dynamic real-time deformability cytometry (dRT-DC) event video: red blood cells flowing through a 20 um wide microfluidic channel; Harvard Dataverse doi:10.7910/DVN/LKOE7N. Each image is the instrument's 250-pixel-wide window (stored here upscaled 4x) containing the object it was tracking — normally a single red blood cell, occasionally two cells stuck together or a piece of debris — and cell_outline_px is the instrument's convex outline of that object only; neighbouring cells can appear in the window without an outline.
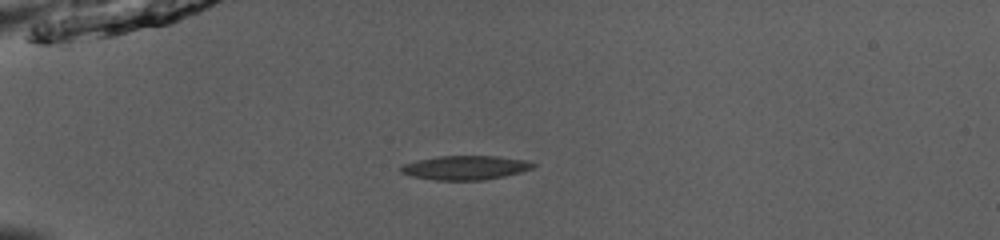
{"species": "common noctule bat (a hibernating species)", "species_latin": "Nyctalus noctula", "temperature_condition": "room temperature", "stored_images_in_passage": 38, "camera_frame_rate_fps": 3000, "um_per_image_px": 0.085, "animal": {"sex": "male", "body_mass_g": 13.0, "forearm_length_mm": 53.1}, "frame": {"image": 1, "passage_image": 1, "time_ms": 0.0, "image_size_px": [1000, 240], "cell_outline_px": [[536, 164], [532, 168], [520, 172], [504, 176], [480, 180], [436, 180], [412, 176], [400, 172], [400, 168], [404, 164], [420, 160], [440, 156], [496, 156], [524, 160]], "centroid_in_image_um": [39.55, 14.25], "position_along_channel_um": 45.5, "area_um2": 18.21}}
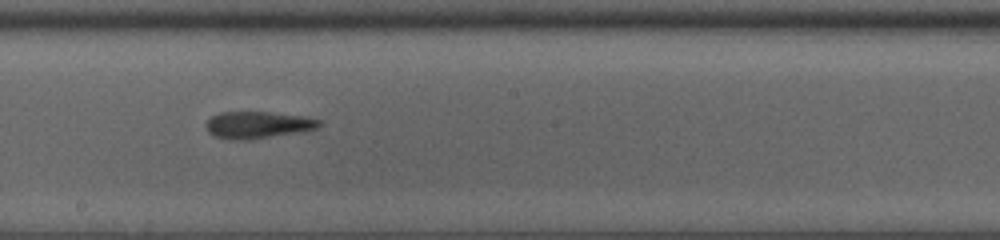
{"frame": {"image": 2, "passage_image": 17, "time_ms": 5.333, "image_size_px": [1000, 240], "cell_outline_px": [[324, 124], [308, 132], [248, 140], [232, 140], [212, 136], [208, 132], [204, 124], [212, 116], [220, 112], [272, 112], [308, 116], [320, 120]], "centroid_in_image_um": [21.98, 10.63], "position_along_channel_um": 226.2, "area_um2": 18.44}}
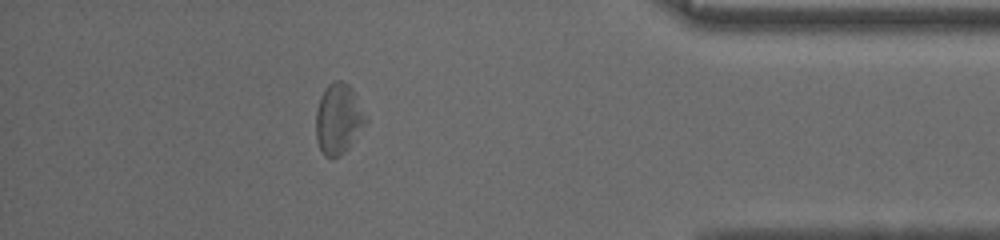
{"frame": {"image": 3, "passage_image": 33, "time_ms": 10.667, "image_size_px": [1000, 240], "cell_outline_px": [[368, 120], [348, 148], [340, 156], [332, 160], [324, 156], [316, 140], [316, 112], [320, 96], [328, 84], [336, 80], [340, 80], [348, 84], [352, 88]], "centroid_in_image_um": [28.75, 10.13], "position_along_channel_um": 406.5, "area_um2": 20.46}, "authors_computed_cell_mechanics": {"area_um2": 18.4093, "velocity_mm_per_s": 3.9184, "shape_relaxation_time_tau1_ms": 2.8256, "shape_relaxation_time_tau2_ms": 4.5581, "deformation_change_tau1": 0.1038, "deformation_change_tau2": 0.114}}